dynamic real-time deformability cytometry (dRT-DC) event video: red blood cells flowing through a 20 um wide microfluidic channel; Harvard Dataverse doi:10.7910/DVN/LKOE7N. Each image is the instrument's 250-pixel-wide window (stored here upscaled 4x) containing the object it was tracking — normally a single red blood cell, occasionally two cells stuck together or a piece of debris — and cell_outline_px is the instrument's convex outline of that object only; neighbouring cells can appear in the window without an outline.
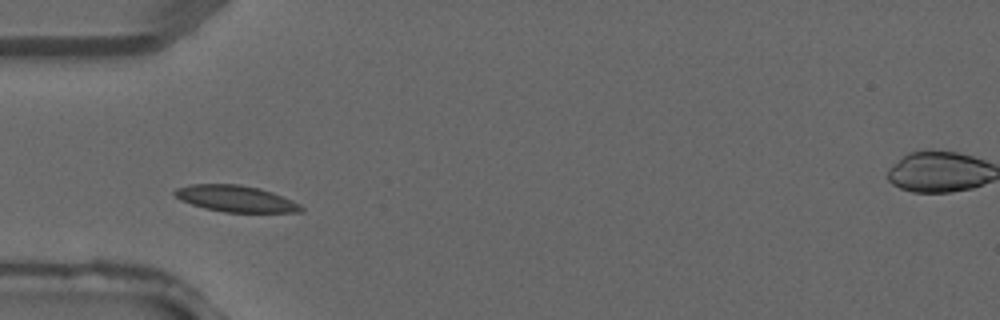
{"species": "common noctule bat (a hibernating species)", "species_latin": "Nyctalus noctula", "temperature_condition": "warm", "stored_images_in_passage": 2, "camera_frame_rate_fps": 3000, "um_per_image_px": 0.085, "animal": {"sex": "male", "forearm_length_mm": 52.5}, "frame": {"image": 1, "passage_image": 1, "time_ms": 0.0, "image_size_px": [1000, 320], "cell_outline_px": [[304, 212], [224, 212], [204, 208], [180, 200], [172, 192], [176, 188], [192, 184], [240, 184], [260, 188], [272, 192], [292, 200], [300, 204], [304, 208]], "centroid_in_image_um": [20.04, 16.88], "position_along_channel_um": 65.0, "area_um2": 19.48}}
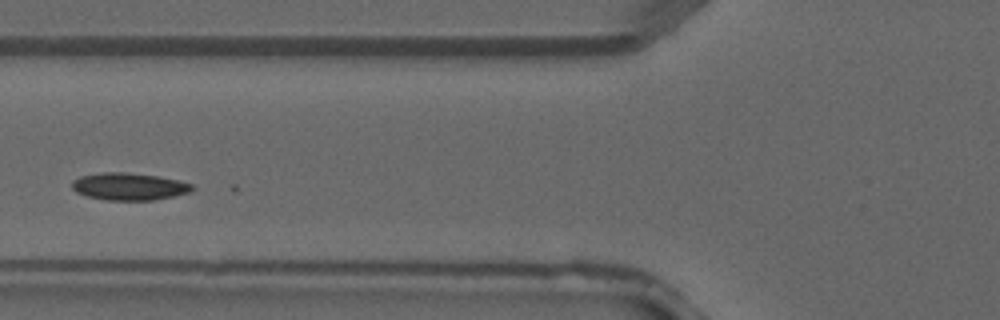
{"frame": {"image": 2, "passage_image": 2, "time_ms": 0.333, "image_size_px": [1000, 320], "cell_outline_px": [[196, 188], [188, 192], [172, 196], [152, 200], [104, 200], [88, 196], [76, 192], [72, 188], [72, 180], [80, 176], [100, 172], [120, 172], [156, 176], [180, 180], [192, 184]], "centroid_in_image_um": [10.95, 15.85], "position_along_channel_um": 114.9, "area_um2": 19.02}}